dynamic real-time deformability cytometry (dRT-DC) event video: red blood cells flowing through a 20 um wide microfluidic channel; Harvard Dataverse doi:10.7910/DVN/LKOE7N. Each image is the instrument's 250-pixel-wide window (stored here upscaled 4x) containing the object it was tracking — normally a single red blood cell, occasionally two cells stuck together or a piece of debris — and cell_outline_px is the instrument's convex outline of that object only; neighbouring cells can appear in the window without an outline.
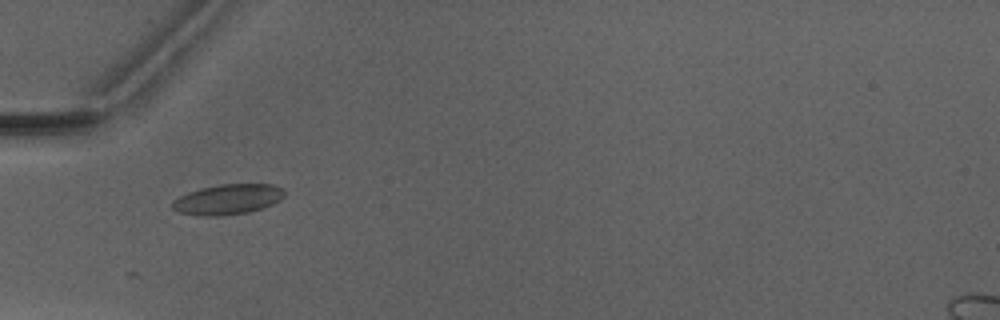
{"species": "Egyptian fruit bat (a non-hibernating species)", "species_latin": "Rousettus aegyptiacus", "temperature_condition": "warm", "stored_images_in_passage": 41, "camera_frame_rate_fps": 3000, "um_per_image_px": 0.085, "animal": {"sex": "male"}, "frame": {"image": 1, "passage_image": 7, "time_ms": 2.0, "image_size_px": [1000, 320], "cell_outline_px": [[284, 196], [280, 200], [272, 204], [248, 212], [220, 216], [200, 216], [176, 212], [172, 208], [172, 204], [180, 196], [188, 192], [200, 188], [220, 184], [272, 184], [284, 188]], "centroid_in_image_um": [19.36, 16.94], "position_along_channel_um": 65.6, "area_um2": 19.77}}
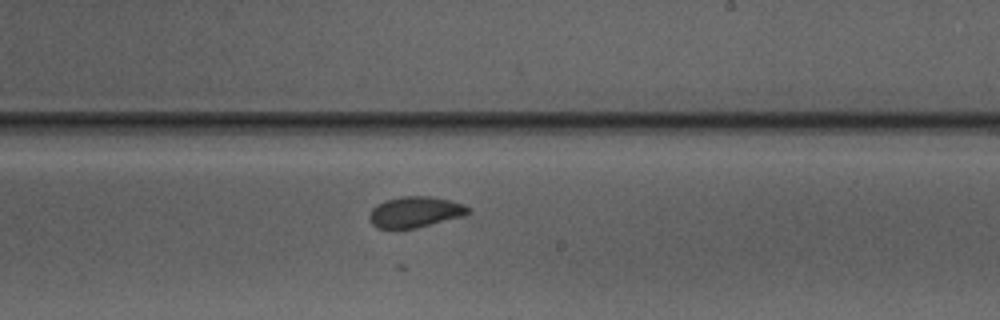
{"frame": {"image": 2, "passage_image": 21, "time_ms": 6.667, "image_size_px": [1000, 320], "cell_outline_px": [[468, 212], [464, 216], [416, 228], [392, 232], [376, 228], [368, 220], [368, 216], [372, 208], [376, 204], [384, 200], [400, 196], [428, 196], [448, 200], [464, 204], [468, 208]], "centroid_in_image_um": [35.17, 18.06], "position_along_channel_um": 253.8, "area_um2": 18.38}}
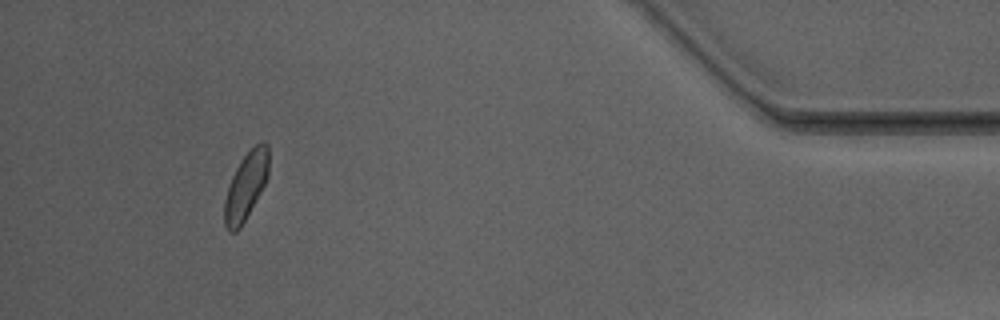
{"frame": {"image": 3, "passage_image": 37, "time_ms": 12.0, "image_size_px": [1000, 320], "cell_outline_px": [[268, 176], [260, 192], [240, 228], [236, 232], [228, 232], [224, 224], [224, 200], [232, 176], [240, 160], [260, 140], [264, 140], [268, 144]], "centroid_in_image_um": [20.89, 15.8], "position_along_channel_um": 414.3, "area_um2": 17.22}}